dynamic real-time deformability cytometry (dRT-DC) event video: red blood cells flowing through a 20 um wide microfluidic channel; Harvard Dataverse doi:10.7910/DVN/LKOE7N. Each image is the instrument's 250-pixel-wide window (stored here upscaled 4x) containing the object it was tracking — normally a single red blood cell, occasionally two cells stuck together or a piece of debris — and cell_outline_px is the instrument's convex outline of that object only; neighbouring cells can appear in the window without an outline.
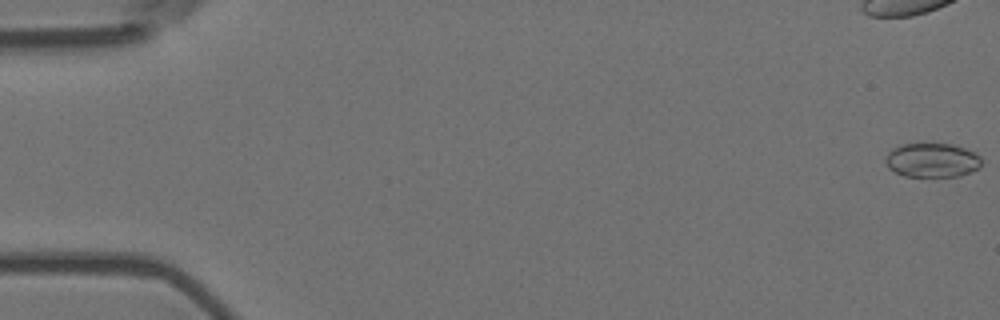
{"species": "Egyptian fruit bat (a non-hibernating species)", "species_latin": "Rousettus aegyptiacus", "temperature_condition": "room temperature", "stored_images_in_passage": 26, "camera_frame_rate_fps": 3000, "um_per_image_px": 0.085, "animal": {"sex": "female"}, "frame": {"image": 1, "passage_image": 1, "time_ms": 0.0, "image_size_px": [1000, 320], "cell_outline_px": [[980, 168], [960, 176], [904, 176], [888, 168], [884, 160], [888, 152], [892, 148], [900, 144], [952, 144], [964, 148], [980, 156]], "centroid_in_image_um": [79.2, 13.62], "position_along_channel_um": 5.8, "area_um2": 19.07}}